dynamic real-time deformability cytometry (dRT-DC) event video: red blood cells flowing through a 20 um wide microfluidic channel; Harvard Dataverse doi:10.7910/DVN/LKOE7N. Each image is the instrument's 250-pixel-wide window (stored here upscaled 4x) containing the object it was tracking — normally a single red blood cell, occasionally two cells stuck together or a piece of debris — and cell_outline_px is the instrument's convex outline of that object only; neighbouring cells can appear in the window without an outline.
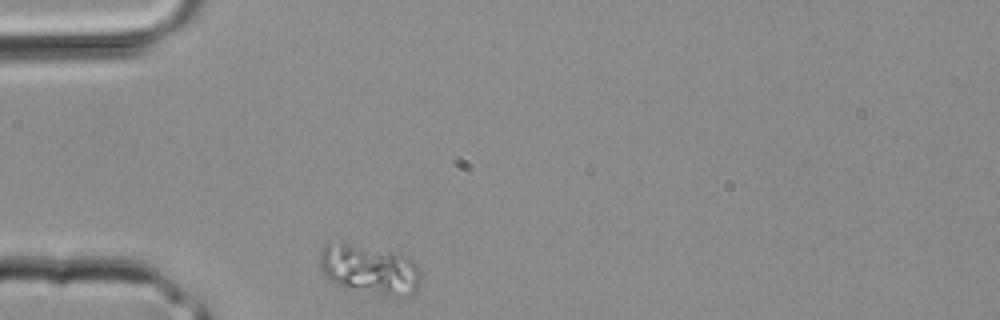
{"species": "common noctule bat (a hibernating species)", "species_latin": "Nyctalus noctula", "temperature_condition": "room temperature", "stored_images_in_passage": 1, "camera_frame_rate_fps": 3000, "um_per_image_px": 0.085, "animal": {"sex": "male", "body_mass_g": 20.4}, "frame": {"image": 1, "passage_image": 1, "time_ms": 0.0, "image_size_px": [1000, 320], "cell_outline_px": [[420, 288], [416, 292], [408, 296], [380, 292], [340, 284], [328, 280], [324, 276], [320, 268], [320, 256], [324, 244], [344, 244], [388, 252], [416, 260], [420, 268]], "centroid_in_image_um": [31.47, 22.9], "position_along_channel_um": 53.5, "area_um2": 27.69}}